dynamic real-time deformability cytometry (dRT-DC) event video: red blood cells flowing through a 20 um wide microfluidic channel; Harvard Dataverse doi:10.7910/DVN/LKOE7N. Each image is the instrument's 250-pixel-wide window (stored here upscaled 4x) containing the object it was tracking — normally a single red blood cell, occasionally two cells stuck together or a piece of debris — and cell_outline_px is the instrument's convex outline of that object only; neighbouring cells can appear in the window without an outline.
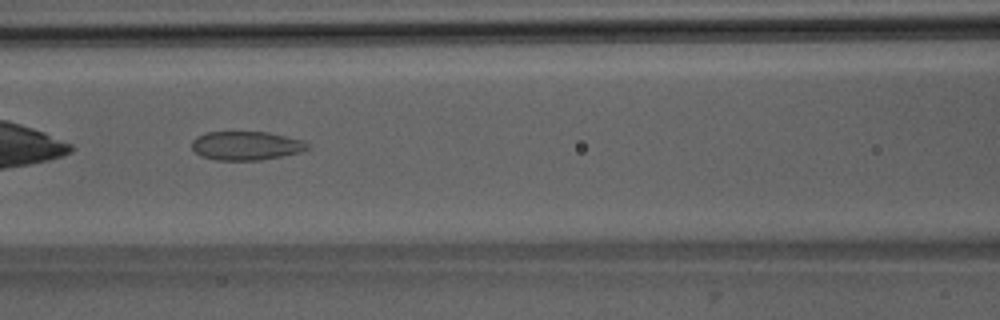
{"species": "Egyptian fruit bat (a non-hibernating species)", "species_latin": "Rousettus aegyptiacus", "temperature_condition": "room temperature", "stored_images_in_passage": 9, "camera_frame_rate_fps": 3000, "um_per_image_px": 0.085, "animal": {"sex": "male"}, "frame": {"image": 1, "passage_image": 8, "time_ms": 9.0, "image_size_px": [1000, 320], "cell_outline_px": [[312, 144], [304, 152], [260, 160], [216, 160], [200, 156], [192, 148], [192, 140], [196, 136], [204, 132], [268, 132], [304, 140]], "centroid_in_image_um": [20.96, 12.38], "position_along_channel_um": 145.6, "area_um2": 19.71}}